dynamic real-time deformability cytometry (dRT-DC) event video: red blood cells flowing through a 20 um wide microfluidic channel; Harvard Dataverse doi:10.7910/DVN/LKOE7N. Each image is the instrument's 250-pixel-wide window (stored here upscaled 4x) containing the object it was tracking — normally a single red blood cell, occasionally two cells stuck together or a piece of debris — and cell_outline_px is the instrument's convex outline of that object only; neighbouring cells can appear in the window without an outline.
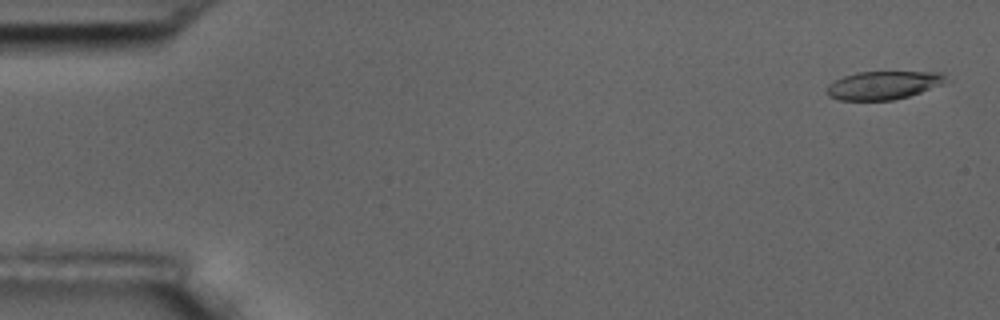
{"species": "common noctule bat (a hibernating species)", "species_latin": "Nyctalus noctula", "temperature_condition": "room temperature", "stored_images_in_passage": 6, "camera_frame_rate_fps": 3000, "um_per_image_px": 0.085, "animal": {"sex": "male", "body_mass_g": 17.5, "forearm_length_mm": 52.3}, "frame": {"image": 1, "passage_image": 1, "time_ms": 0.0, "image_size_px": [1000, 320], "cell_outline_px": [[952, 80], [944, 84], [908, 96], [892, 100], [840, 100], [828, 96], [828, 84], [844, 76], [856, 72], [944, 72]], "centroid_in_image_um": [75.17, 7.23], "position_along_channel_um": 9.8, "area_um2": 19.71}}
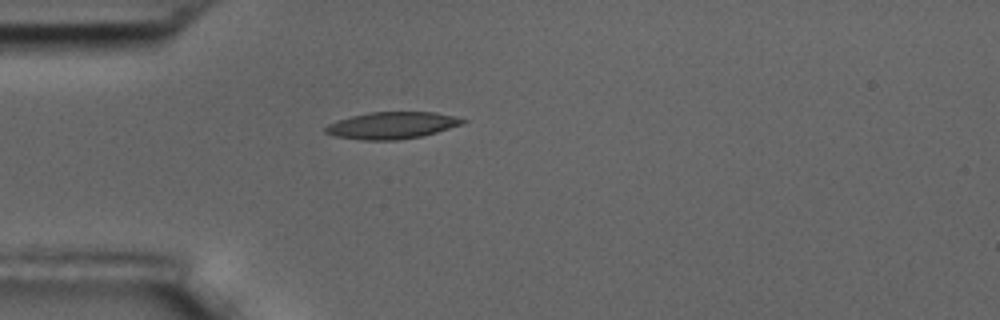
{"frame": {"image": 2, "passage_image": 5, "time_ms": 4.667, "image_size_px": [1000, 320], "cell_outline_px": [[468, 120], [460, 124], [436, 132], [420, 136], [396, 140], [364, 140], [336, 136], [324, 132], [324, 128], [328, 124], [352, 116], [368, 112], [432, 112], [452, 116]], "centroid_in_image_um": [33.27, 10.65], "position_along_channel_um": 51.7, "area_um2": 21.04}}